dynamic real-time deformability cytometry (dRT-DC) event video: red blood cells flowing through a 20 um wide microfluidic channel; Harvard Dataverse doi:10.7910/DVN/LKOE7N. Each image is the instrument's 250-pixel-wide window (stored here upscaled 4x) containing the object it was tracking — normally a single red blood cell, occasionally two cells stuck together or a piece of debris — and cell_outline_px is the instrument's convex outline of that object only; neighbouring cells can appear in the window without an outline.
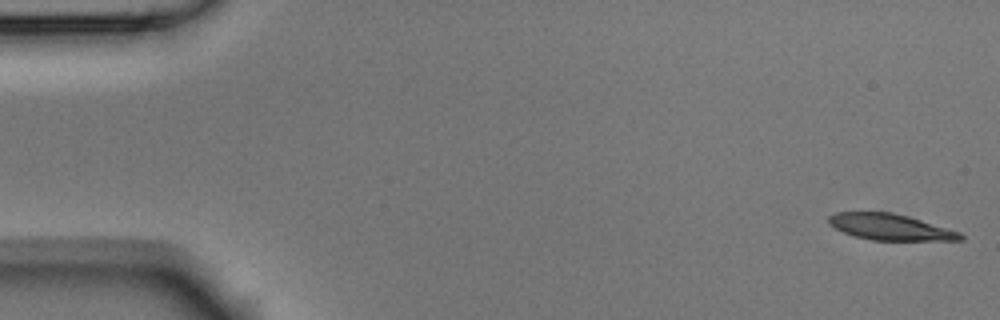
{"species": "Egyptian fruit bat (a non-hibernating species)", "species_latin": "Rousettus aegyptiacus", "temperature_condition": "room temperature", "stored_images_in_passage": 5, "camera_frame_rate_fps": 3000, "um_per_image_px": 0.085, "animal": {"sex": "male"}, "frame": {"image": 1, "passage_image": 1, "time_ms": 0.0, "image_size_px": [1000, 320], "cell_outline_px": [[964, 240], [872, 240], [856, 236], [844, 232], [836, 228], [828, 220], [828, 216], [836, 212], [892, 212], [908, 216], [960, 232], [964, 236]], "centroid_in_image_um": [75.69, 19.29], "position_along_channel_um": 9.3, "area_um2": 19.77}}
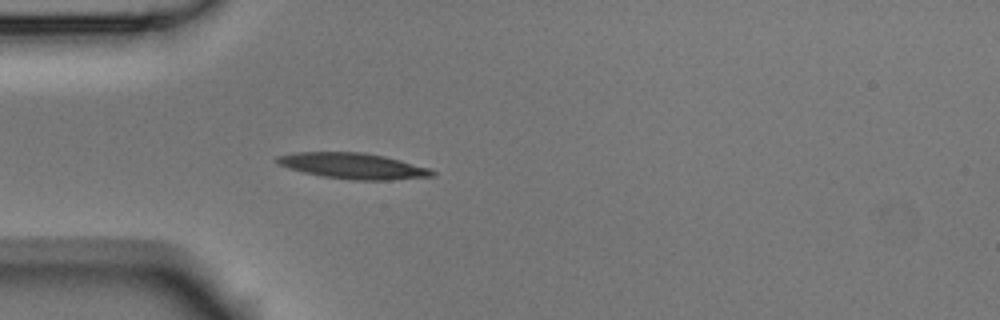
{"frame": {"image": 2, "passage_image": 5, "time_ms": 1.333, "image_size_px": [1000, 320], "cell_outline_px": [[436, 176], [392, 180], [352, 180], [324, 176], [304, 172], [288, 168], [280, 164], [276, 160], [276, 156], [296, 152], [364, 152], [384, 156], [432, 168], [436, 172]], "centroid_in_image_um": [30.08, 14.1], "position_along_channel_um": 54.9, "area_um2": 23.41}}